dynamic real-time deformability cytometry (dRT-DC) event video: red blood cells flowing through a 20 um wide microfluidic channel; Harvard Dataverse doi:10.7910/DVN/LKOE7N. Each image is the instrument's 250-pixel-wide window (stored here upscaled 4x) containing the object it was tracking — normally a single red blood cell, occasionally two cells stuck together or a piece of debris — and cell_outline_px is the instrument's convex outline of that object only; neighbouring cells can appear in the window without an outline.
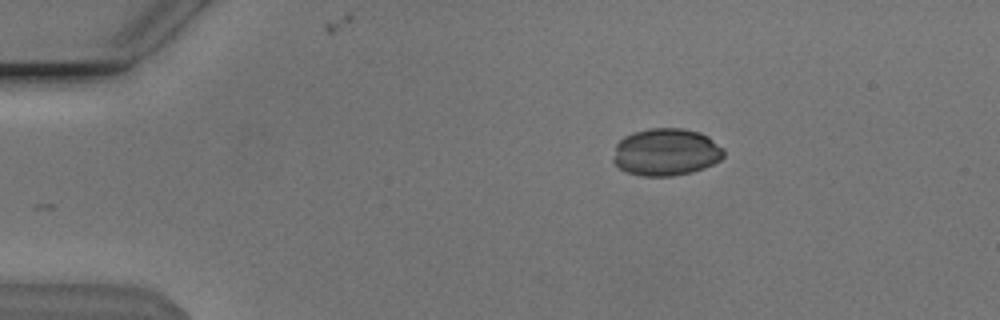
{"species": "Egyptian fruit bat (a non-hibernating species)", "species_latin": "Rousettus aegyptiacus", "temperature_condition": "cold", "stored_images_in_passage": 45, "camera_frame_rate_fps": 3000, "um_per_image_px": 0.085, "animal": {"sex": "male"}, "frame": {"image": 1, "passage_image": 1, "time_ms": 0.0, "image_size_px": [1000, 320], "cell_outline_px": [[724, 156], [720, 160], [704, 168], [692, 172], [672, 176], [644, 176], [628, 172], [620, 168], [612, 160], [616, 144], [624, 136], [632, 132], [648, 128], [680, 128], [700, 132], [708, 136], [724, 148]], "centroid_in_image_um": [56.62, 12.92], "position_along_channel_um": 28.4, "area_um2": 30.63}}
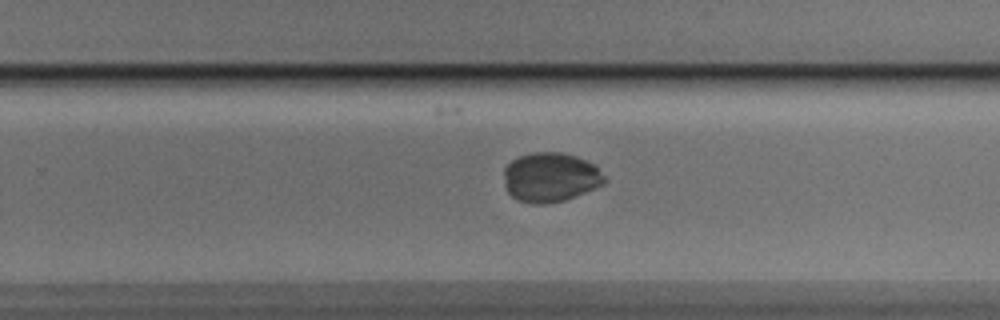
{"frame": {"image": 2, "passage_image": 26, "time_ms": 8.333, "image_size_px": [1000, 320], "cell_outline_px": [[608, 180], [604, 184], [564, 200], [548, 204], [532, 204], [520, 200], [512, 196], [508, 192], [504, 184], [504, 168], [512, 160], [520, 156], [532, 152], [560, 152], [576, 156], [596, 164]], "centroid_in_image_um": [46.8, 15.06], "position_along_channel_um": 283.0, "area_um2": 29.13}}
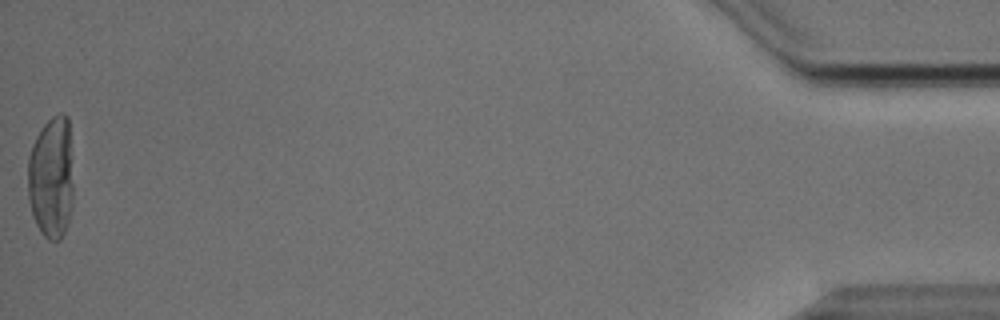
{"frame": {"image": 3, "passage_image": 45, "time_ms": 14.667, "image_size_px": [1000, 320], "cell_outline_px": [[72, 208], [64, 232], [60, 240], [48, 240], [40, 232], [32, 216], [28, 196], [28, 156], [32, 144], [36, 136], [44, 124], [52, 116], [60, 112], [68, 116], [72, 184]], "centroid_in_image_um": [4.34, 15.1], "position_along_channel_um": 430.9, "area_um2": 32.54}}